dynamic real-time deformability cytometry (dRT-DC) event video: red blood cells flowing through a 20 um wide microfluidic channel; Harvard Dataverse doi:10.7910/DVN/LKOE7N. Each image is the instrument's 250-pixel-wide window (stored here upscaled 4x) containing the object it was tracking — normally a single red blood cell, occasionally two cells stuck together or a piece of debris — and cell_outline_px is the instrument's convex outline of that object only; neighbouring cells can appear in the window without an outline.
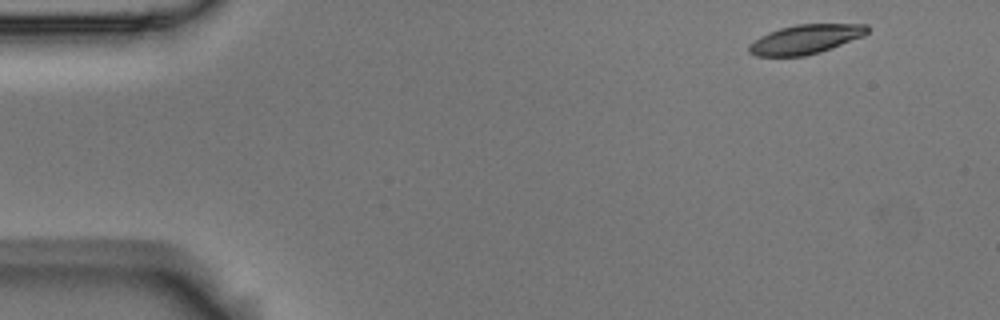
{"species": "Egyptian fruit bat (a non-hibernating species)", "species_latin": "Rousettus aegyptiacus", "temperature_condition": "room temperature", "stored_images_in_passage": 4, "camera_frame_rate_fps": 3000, "um_per_image_px": 0.085, "animal": {"sex": "male"}, "frame": {"image": 1, "passage_image": 1, "time_ms": 0.0, "image_size_px": [1000, 320], "cell_outline_px": [[868, 32], [864, 36], [820, 52], [804, 56], [756, 56], [748, 52], [748, 44], [760, 36], [768, 32], [780, 28], [796, 24], [868, 24]], "centroid_in_image_um": [68.45, 3.33], "position_along_channel_um": 16.6, "area_um2": 20.23}}
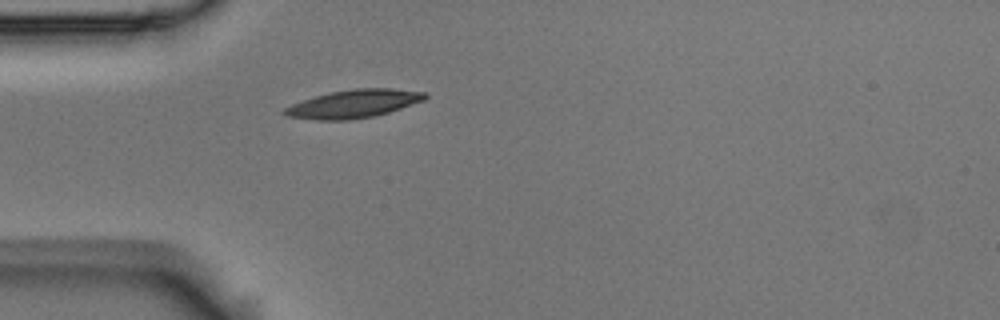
{"frame": {"image": 2, "passage_image": 4, "time_ms": 1.0, "image_size_px": [1000, 320], "cell_outline_px": [[428, 96], [424, 100], [388, 112], [372, 116], [348, 120], [316, 120], [288, 116], [280, 112], [284, 108], [292, 104], [328, 92], [356, 88], [392, 88], [428, 92]], "centroid_in_image_um": [30.07, 8.81], "position_along_channel_um": 54.9, "area_um2": 22.95}}